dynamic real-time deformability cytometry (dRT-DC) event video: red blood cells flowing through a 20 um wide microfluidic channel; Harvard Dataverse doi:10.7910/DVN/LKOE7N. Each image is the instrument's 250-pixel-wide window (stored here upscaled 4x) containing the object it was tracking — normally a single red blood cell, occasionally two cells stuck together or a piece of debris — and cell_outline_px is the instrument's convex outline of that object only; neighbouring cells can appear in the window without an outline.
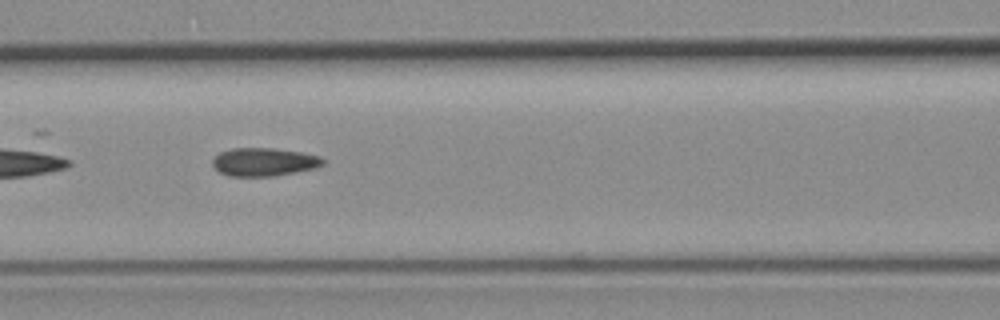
{"species": "common noctule bat (a hibernating species)", "species_latin": "Nyctalus noctula", "temperature_condition": "room temperature", "stored_images_in_passage": 53, "camera_frame_rate_fps": 3000, "um_per_image_px": 0.085, "animal": {"sex": "female", "body_mass_g": 19.3, "forearm_length_mm": 54.1}, "frame": {"image": 1, "passage_image": 22, "time_ms": 7.0, "image_size_px": [1000, 320], "cell_outline_px": [[324, 164], [316, 168], [276, 176], [228, 176], [220, 172], [212, 164], [212, 160], [220, 152], [232, 148], [276, 148], [300, 152], [320, 156], [324, 160]], "centroid_in_image_um": [22.45, 13.76], "position_along_channel_um": 144.1, "area_um2": 18.21}}
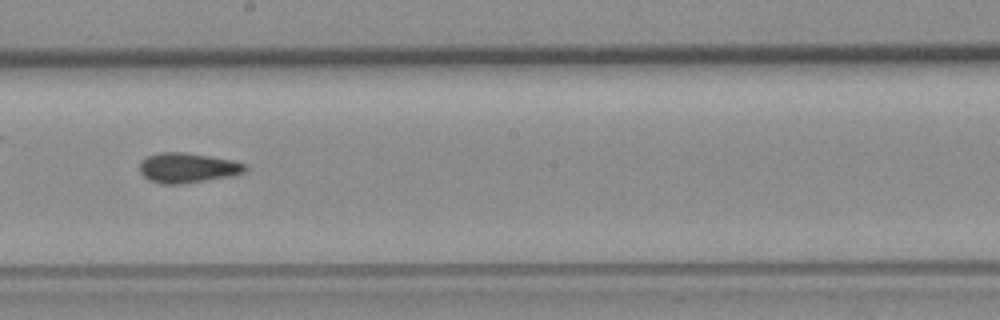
{"frame": {"image": 2, "passage_image": 29, "time_ms": 9.333, "image_size_px": [1000, 320], "cell_outline_px": [[248, 168], [244, 172], [232, 176], [180, 184], [160, 184], [148, 180], [140, 172], [140, 160], [148, 156], [160, 152], [184, 152], [232, 160], [248, 164]], "centroid_in_image_um": [15.94, 14.27], "position_along_channel_um": 232.3, "area_um2": 18.5}}
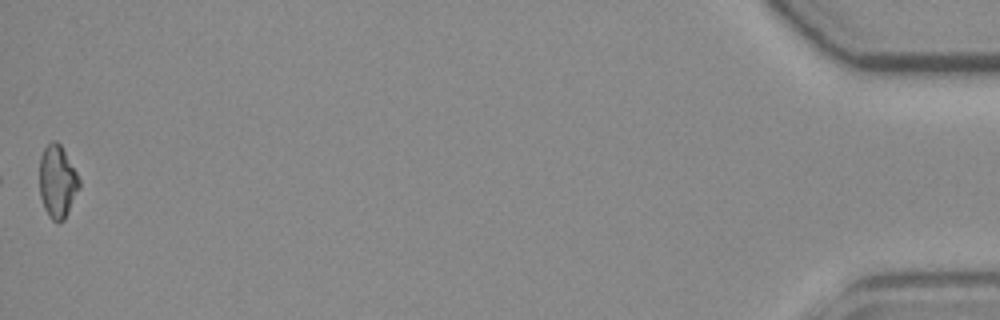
{"frame": {"image": 3, "passage_image": 53, "time_ms": 17.333, "image_size_px": [1000, 320], "cell_outline_px": [[80, 188], [64, 220], [56, 224], [52, 220], [44, 208], [40, 196], [40, 156], [44, 148], [52, 140], [56, 140], [60, 144], [76, 172], [80, 180]], "centroid_in_image_um": [4.88, 15.45], "position_along_channel_um": 430.3, "area_um2": 16.82}, "authors_computed_cell_mechanics": {"area_um2": 18.0914, "velocity_mm_per_s": 3.7907, "shape_relaxation_time_tau1_ms": null, "shape_relaxation_time_tau2_ms": 4.7131, "deformation_change_tau1": null, "deformation_change_tau2": 0.1005}}